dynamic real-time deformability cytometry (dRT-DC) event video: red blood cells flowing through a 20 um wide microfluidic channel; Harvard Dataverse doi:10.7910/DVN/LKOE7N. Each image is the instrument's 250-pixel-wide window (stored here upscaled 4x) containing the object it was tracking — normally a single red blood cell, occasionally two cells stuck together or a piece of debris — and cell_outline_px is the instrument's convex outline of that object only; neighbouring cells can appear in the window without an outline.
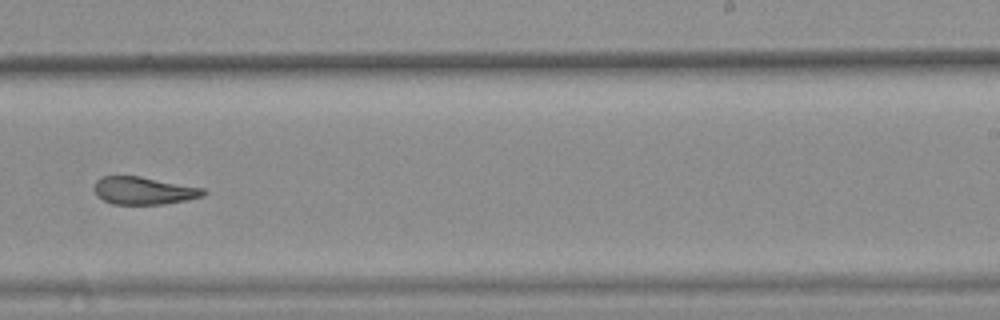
{"species": "common noctule bat (a hibernating species)", "species_latin": "Nyctalus noctula", "temperature_condition": "warm", "stored_images_in_passage": 11, "camera_frame_rate_fps": 3000, "um_per_image_px": 0.085, "animal": {"sex": "female", "body_mass_g": 25.1}, "frame": {"image": 1, "passage_image": 7, "time_ms": 2.0, "image_size_px": [1000, 320], "cell_outline_px": [[208, 192], [204, 196], [188, 200], [164, 204], [112, 204], [96, 196], [92, 188], [96, 180], [104, 176], [140, 176], [204, 188]], "centroid_in_image_um": [12.22, 16.21], "position_along_channel_um": 276.8, "area_um2": 17.8}}
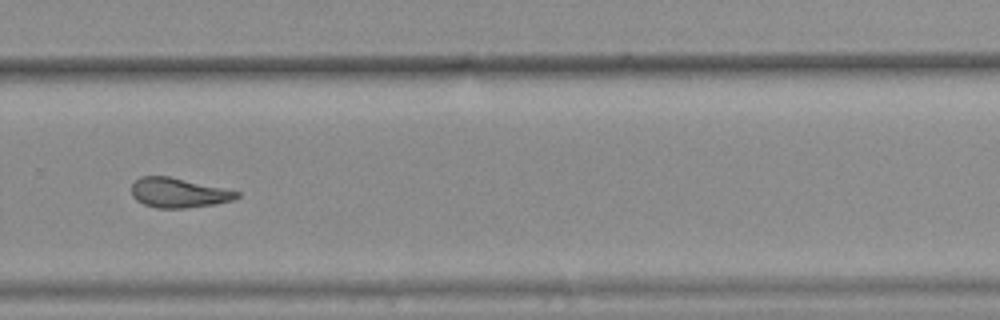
{"frame": {"image": 2, "passage_image": 8, "time_ms": 2.333, "image_size_px": [1000, 320], "cell_outline_px": [[240, 196], [232, 200], [212, 204], [184, 208], [156, 208], [144, 204], [136, 200], [132, 196], [132, 184], [140, 176], [168, 176], [240, 192]], "centroid_in_image_um": [15.13, 16.39], "position_along_channel_um": 314.7, "area_um2": 17.92}}
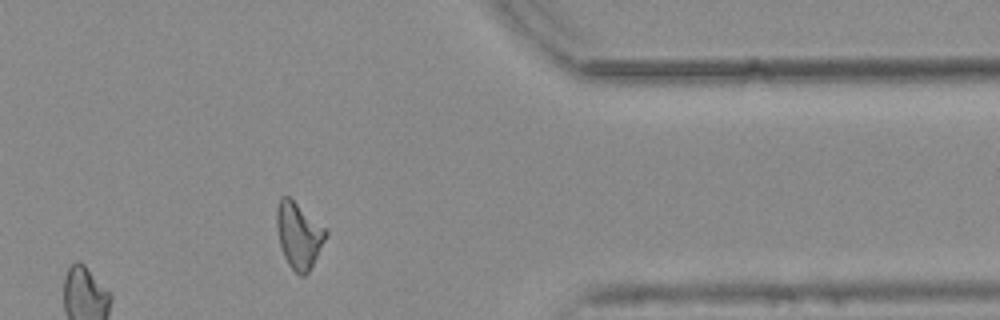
{"frame": {"image": 3, "passage_image": 10, "time_ms": 3.0, "image_size_px": [1000, 320], "cell_outline_px": [[328, 236], [308, 272], [304, 276], [300, 276], [288, 264], [280, 248], [276, 228], [276, 208], [280, 196], [288, 196], [324, 228], [328, 232]], "centroid_in_image_um": [25.36, 20.01], "position_along_channel_um": 386.0, "area_um2": 18.73}}